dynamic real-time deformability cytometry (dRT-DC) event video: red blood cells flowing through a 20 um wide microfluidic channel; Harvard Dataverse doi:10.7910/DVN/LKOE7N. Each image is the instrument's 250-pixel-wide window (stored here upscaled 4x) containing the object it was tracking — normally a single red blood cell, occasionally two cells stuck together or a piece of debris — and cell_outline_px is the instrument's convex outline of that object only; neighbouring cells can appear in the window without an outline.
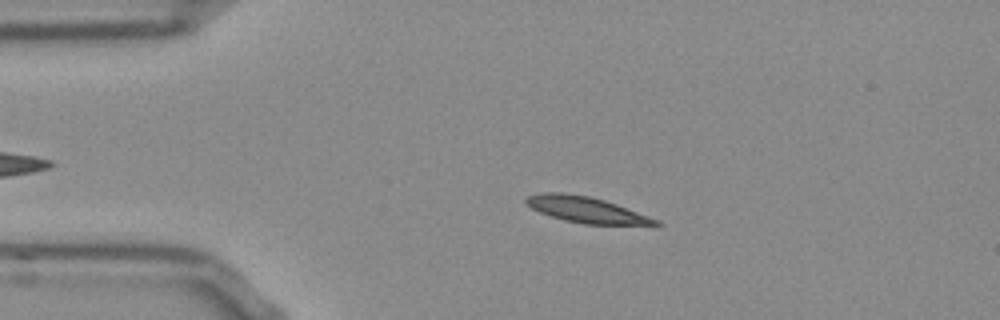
{"species": "Egyptian fruit bat (a non-hibernating species)", "species_latin": "Rousettus aegyptiacus", "temperature_condition": "room temperature", "stored_images_in_passage": 41, "camera_frame_rate_fps": 3000, "um_per_image_px": 0.085, "frame": {"image": 1, "passage_image": 10, "time_ms": 3.0, "image_size_px": [1000, 320], "cell_outline_px": [[660, 224], [656, 228], [584, 224], [564, 220], [540, 212], [532, 208], [524, 200], [528, 196], [540, 192], [560, 192], [588, 196], [604, 200], [616, 204], [660, 220]], "centroid_in_image_um": [50.01, 17.88], "position_along_channel_um": 35.0, "area_um2": 20.23}}
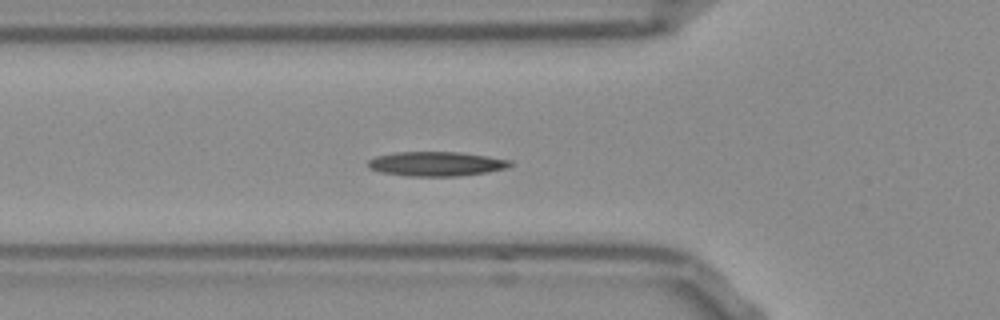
{"frame": {"image": 2, "passage_image": 17, "time_ms": 5.333, "image_size_px": [1000, 320], "cell_outline_px": [[512, 164], [508, 168], [488, 172], [460, 176], [404, 176], [380, 172], [368, 168], [368, 160], [376, 156], [396, 152], [460, 152], [488, 156], [512, 160]], "centroid_in_image_um": [37.09, 13.93], "position_along_channel_um": 88.7, "area_um2": 20.46}}
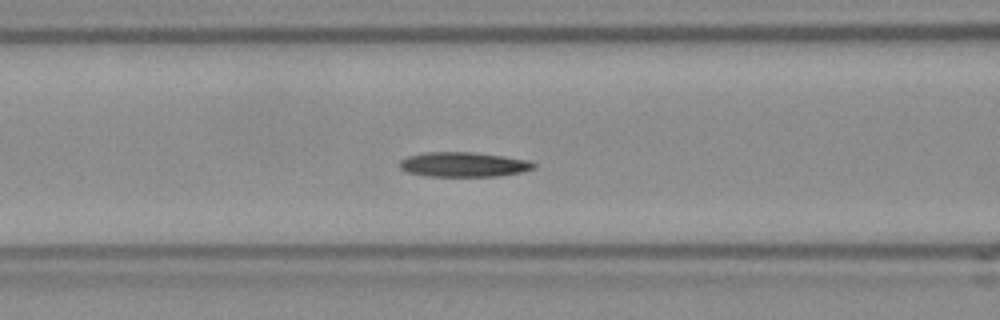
{"frame": {"image": 3, "passage_image": 20, "time_ms": 6.333, "image_size_px": [1000, 320], "cell_outline_px": [[536, 168], [520, 172], [496, 176], [424, 176], [408, 172], [400, 168], [400, 160], [408, 156], [424, 152], [472, 152], [504, 156], [528, 160], [536, 164]], "centroid_in_image_um": [39.39, 13.98], "position_along_channel_um": 127.2, "area_um2": 19.31}, "authors_computed_cell_mechanics": {"area_um2": 19.3052, "velocity_mm_per_s": 3.7902, "shape_relaxation_time_tau1_ms": 7.22, "shape_relaxation_time_tau2_ms": null, "deformation_change_tau1": 0.1232, "deformation_change_tau2": null}}